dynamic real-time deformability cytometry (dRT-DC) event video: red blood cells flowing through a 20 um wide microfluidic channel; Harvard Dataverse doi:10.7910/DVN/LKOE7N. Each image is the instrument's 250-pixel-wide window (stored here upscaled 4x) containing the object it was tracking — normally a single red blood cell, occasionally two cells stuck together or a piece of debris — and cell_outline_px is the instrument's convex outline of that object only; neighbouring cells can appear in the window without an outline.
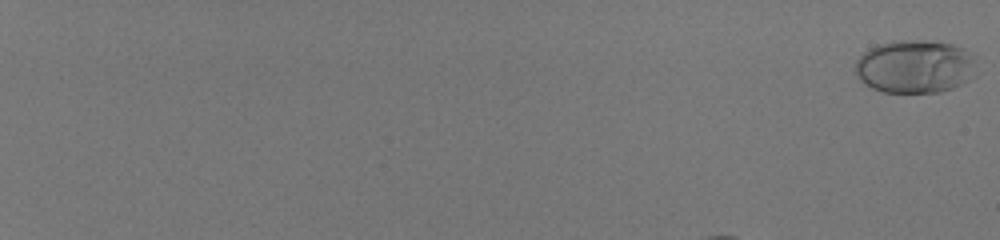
{"species": "human", "species_latin": "Homo sapiens", "temperature_condition": "room temperature", "stored_images_in_passage": 47, "camera_frame_rate_fps": 3000, "um_per_image_px": 0.085, "donor": {"sex": "male"}, "frame": {"image": 1, "passage_image": 1, "time_ms": 0.0, "image_size_px": [1000, 240], "cell_outline_px": [[972, 60], [968, 80], [952, 88], [940, 92], [884, 92], [872, 88], [864, 84], [856, 76], [852, 68], [856, 60], [868, 48], [876, 44], [892, 40], [920, 40], [952, 44], [960, 48]], "centroid_in_image_um": [77.59, 5.65], "position_along_channel_um": 7.4, "area_um2": 37.05}}
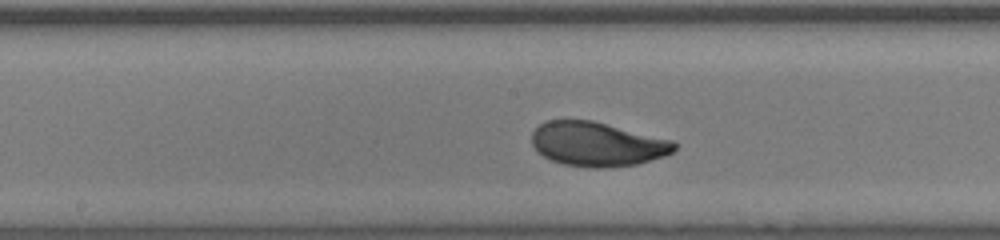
{"frame": {"image": 2, "passage_image": 30, "time_ms": 9.667, "image_size_px": [1000, 240], "cell_outline_px": [[676, 148], [672, 152], [664, 156], [636, 164], [604, 168], [588, 168], [564, 164], [552, 160], [536, 152], [532, 144], [532, 132], [544, 120], [592, 120], [672, 140], [676, 144]], "centroid_in_image_um": [50.73, 12.25], "position_along_channel_um": 197.5, "area_um2": 36.76}}
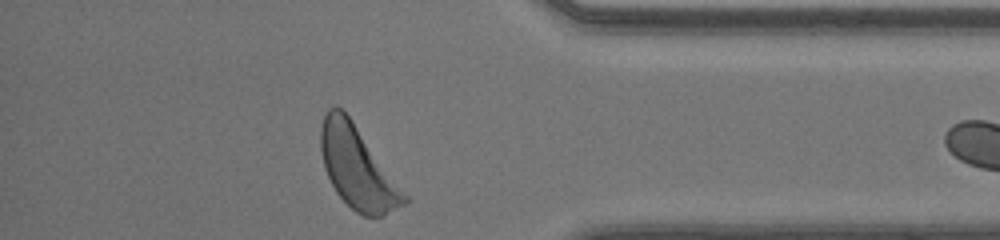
{"frame": {"image": 3, "passage_image": 46, "time_ms": 15.0, "image_size_px": [1000, 240], "cell_outline_px": [[412, 200], [384, 216], [364, 216], [356, 212], [336, 192], [324, 168], [320, 152], [320, 128], [324, 116], [328, 108], [340, 108], [352, 120]], "centroid_in_image_um": [30.4, 14.28], "position_along_channel_um": 404.8, "area_um2": 39.71}}